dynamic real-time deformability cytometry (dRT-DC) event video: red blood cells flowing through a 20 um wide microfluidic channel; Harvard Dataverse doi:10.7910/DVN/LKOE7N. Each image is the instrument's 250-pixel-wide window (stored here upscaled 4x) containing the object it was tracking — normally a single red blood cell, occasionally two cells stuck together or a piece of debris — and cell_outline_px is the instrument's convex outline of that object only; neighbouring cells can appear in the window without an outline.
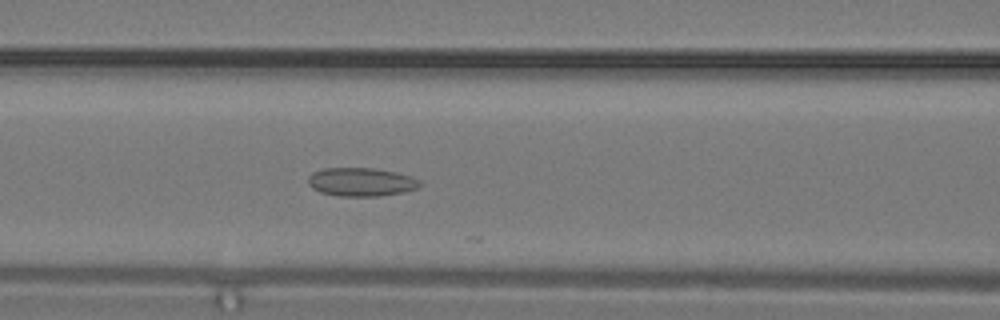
{"species": "common noctule bat (a hibernating species)", "species_latin": "Nyctalus noctula", "temperature_condition": "warm", "stored_images_in_passage": 11, "camera_frame_rate_fps": 3000, "um_per_image_px": 0.085, "animal": {"sex": "male", "body_mass_g": 19.2, "forearm_length_mm": 51.8}, "frame": {"image": 1, "passage_image": 11, "time_ms": 3.333, "image_size_px": [1000, 320], "cell_outline_px": [[424, 184], [416, 188], [404, 192], [380, 196], [340, 196], [320, 192], [312, 188], [308, 184], [308, 176], [312, 172], [320, 168], [372, 168], [396, 172], [412, 176], [420, 180]], "centroid_in_image_um": [30.7, 15.46], "position_along_channel_um": 135.9, "area_um2": 18.79}}